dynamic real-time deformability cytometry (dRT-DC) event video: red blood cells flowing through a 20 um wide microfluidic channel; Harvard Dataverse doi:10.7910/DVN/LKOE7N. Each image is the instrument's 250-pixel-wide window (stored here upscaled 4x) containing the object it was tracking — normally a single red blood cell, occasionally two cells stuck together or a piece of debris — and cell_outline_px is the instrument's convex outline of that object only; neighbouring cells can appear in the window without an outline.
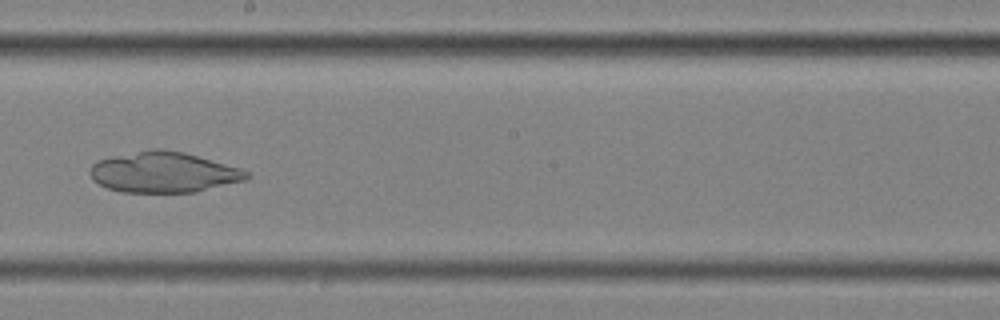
{"species": "common noctule bat (a hibernating species)", "species_latin": "Nyctalus noctula", "temperature_condition": "cold", "stored_images_in_passage": 56, "camera_frame_rate_fps": 3000, "um_per_image_px": 0.085, "animal": {"sex": "female", "body_mass_g": 25.1}, "frame": {"image": 1, "passage_image": 32, "time_ms": 10.333, "image_size_px": [1000, 320], "cell_outline_px": [[252, 176], [244, 180], [196, 192], [120, 192], [108, 188], [92, 180], [88, 172], [92, 164], [96, 160], [148, 148], [160, 148], [184, 152], [240, 168], [252, 172]], "centroid_in_image_um": [13.89, 14.63], "position_along_channel_um": 234.3, "area_um2": 37.34}}